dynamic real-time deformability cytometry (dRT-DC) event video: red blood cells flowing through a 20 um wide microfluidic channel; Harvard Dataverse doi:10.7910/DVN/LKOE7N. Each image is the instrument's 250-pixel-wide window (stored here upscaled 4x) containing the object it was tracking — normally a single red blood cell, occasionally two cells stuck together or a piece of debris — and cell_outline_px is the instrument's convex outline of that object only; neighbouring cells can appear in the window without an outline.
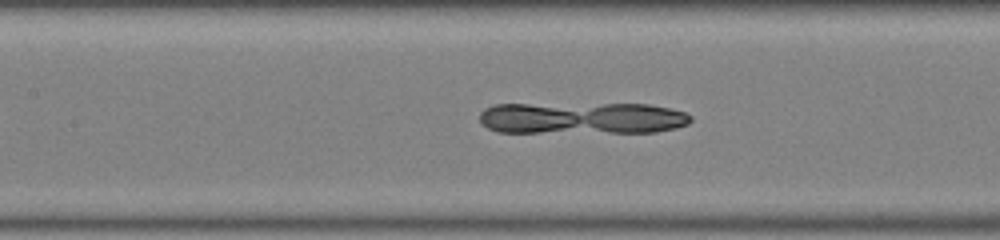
{"species": "common noctule bat (a hibernating species)", "species_latin": "Nyctalus noctula", "temperature_condition": "warm", "stored_images_in_passage": 45, "camera_frame_rate_fps": 3000, "um_per_image_px": 0.085, "animal": {"sex": "male", "body_mass_g": 19.0, "forearm_length_mm": 50.8}, "frame": {"image": 1, "passage_image": 20, "time_ms": 6.333, "image_size_px": [1000, 240], "cell_outline_px": [[692, 120], [688, 124], [676, 128], [656, 132], [496, 132], [480, 124], [480, 112], [484, 108], [496, 104], [648, 104], [668, 108], [684, 112], [692, 116]], "centroid_in_image_um": [49.45, 10.04], "position_along_channel_um": 157.9, "area_um2": 39.42}}